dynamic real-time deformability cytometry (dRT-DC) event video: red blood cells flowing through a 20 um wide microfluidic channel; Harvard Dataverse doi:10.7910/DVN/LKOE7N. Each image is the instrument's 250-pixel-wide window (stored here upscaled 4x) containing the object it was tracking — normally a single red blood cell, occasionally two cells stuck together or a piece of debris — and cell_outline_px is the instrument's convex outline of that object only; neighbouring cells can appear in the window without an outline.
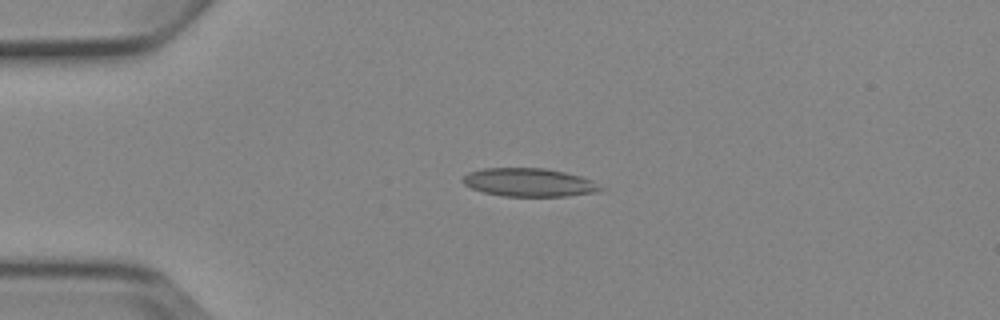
{"species": "Egyptian fruit bat (a non-hibernating species)", "species_latin": "Rousettus aegyptiacus", "temperature_condition": "cold", "stored_images_in_passage": 5, "camera_frame_rate_fps": 3000, "um_per_image_px": 0.085, "animal": {"sex": "female"}, "frame": {"image": 1, "passage_image": 3, "time_ms": 3.0, "image_size_px": [1000, 320], "cell_outline_px": [[608, 188], [596, 192], [564, 196], [504, 196], [484, 192], [472, 188], [464, 184], [460, 180], [468, 172], [484, 168], [544, 168], [564, 172], [580, 176], [592, 180]], "centroid_in_image_um": [45.0, 15.5], "position_along_channel_um": 40.0, "area_um2": 22.77}}
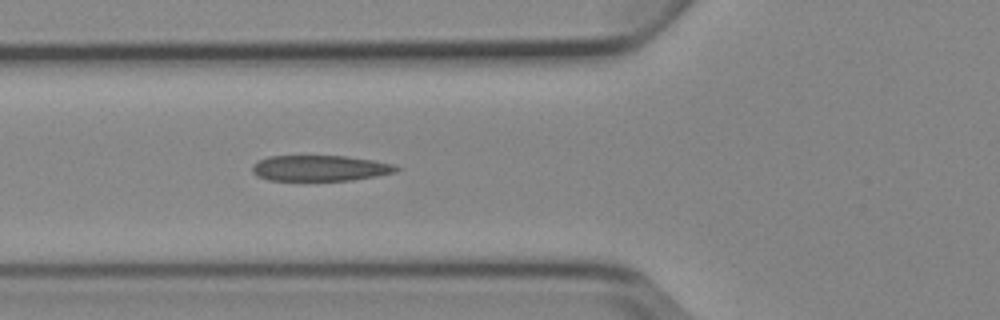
{"frame": {"image": 2, "passage_image": 5, "time_ms": 5.333, "image_size_px": [1000, 320], "cell_outline_px": [[400, 168], [396, 172], [376, 176], [352, 180], [268, 180], [256, 176], [252, 172], [252, 168], [260, 160], [268, 156], [348, 156], [396, 164]], "centroid_in_image_um": [27.24, 14.29], "position_along_channel_um": 98.6, "area_um2": 21.56}}